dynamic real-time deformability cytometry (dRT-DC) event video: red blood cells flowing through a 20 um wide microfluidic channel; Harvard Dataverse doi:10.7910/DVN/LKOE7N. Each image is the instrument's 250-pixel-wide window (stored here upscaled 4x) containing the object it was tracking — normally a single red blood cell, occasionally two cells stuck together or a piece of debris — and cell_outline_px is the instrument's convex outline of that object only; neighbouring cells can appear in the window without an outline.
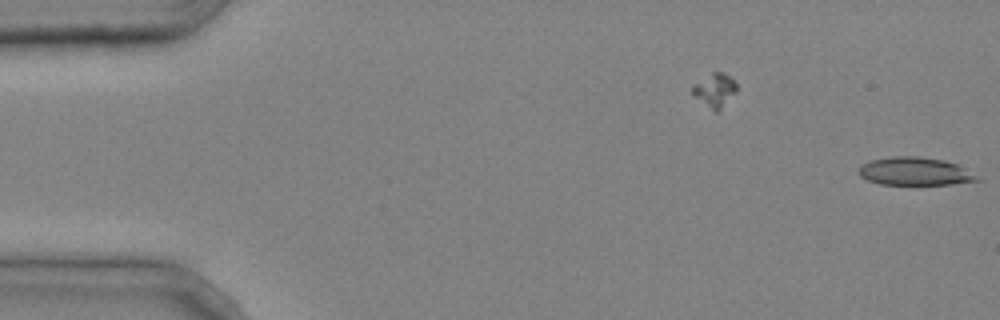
{"species": "common noctule bat (a hibernating species)", "species_latin": "Nyctalus noctula", "temperature_condition": "cold", "stored_images_in_passage": 3, "camera_frame_rate_fps": 3000, "um_per_image_px": 0.085, "animal": {"sex": "male", "body_mass_g": 20.4}, "frame": {"image": 1, "passage_image": 3, "time_ms": 0.667, "image_size_px": [1000, 320], "cell_outline_px": [[984, 180], [952, 184], [880, 184], [868, 180], [860, 176], [860, 168], [864, 164], [872, 160], [888, 156], [916, 156], [944, 160], [960, 164]], "centroid_in_image_um": [77.85, 14.56], "position_along_channel_um": 7.2, "area_um2": 19.36}}